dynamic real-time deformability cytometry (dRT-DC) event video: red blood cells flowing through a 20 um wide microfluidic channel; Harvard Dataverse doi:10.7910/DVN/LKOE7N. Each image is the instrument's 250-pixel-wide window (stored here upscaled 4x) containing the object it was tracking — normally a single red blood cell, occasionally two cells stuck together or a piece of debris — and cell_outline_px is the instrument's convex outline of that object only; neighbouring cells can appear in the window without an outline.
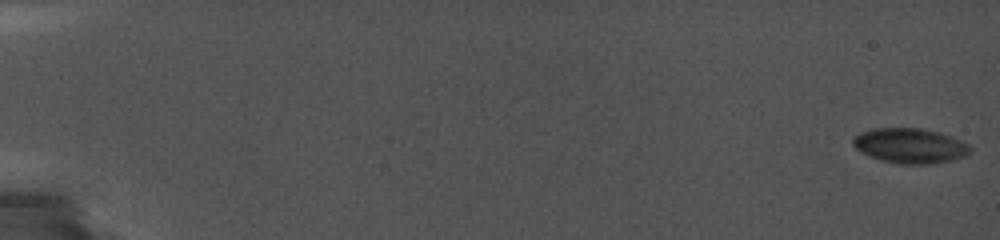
{"species": "common noctule bat (a hibernating species)", "species_latin": "Nyctalus noctula", "temperature_condition": "cold", "stored_images_in_passage": 72, "camera_frame_rate_fps": 5000, "um_per_image_px": 0.085, "animal": {"sex": "female", "body_mass_g": 19.0, "forearm_length_mm": 56.7}, "frame": {"image": 1, "passage_image": 1, "time_ms": 0.0, "image_size_px": [1000, 240], "cell_outline_px": [[972, 152], [968, 156], [952, 160], [928, 164], [900, 164], [880, 160], [860, 152], [852, 144], [852, 136], [860, 132], [872, 128], [920, 128], [940, 132], [952, 136], [968, 144], [972, 148]], "centroid_in_image_um": [77.36, 12.38], "position_along_channel_um": 7.6, "area_um2": 24.28}}
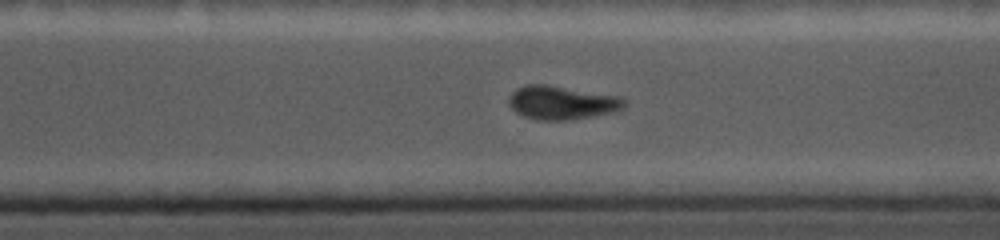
{"frame": {"image": 2, "passage_image": 57, "time_ms": 13.8, "image_size_px": [1000, 240], "cell_outline_px": [[628, 104], [624, 108], [616, 112], [568, 120], [536, 120], [524, 116], [516, 112], [512, 108], [508, 100], [508, 96], [516, 88], [528, 84], [548, 84], [620, 96], [628, 100]], "centroid_in_image_um": [47.8, 8.72], "position_along_channel_um": 322.8, "area_um2": 23.0}}
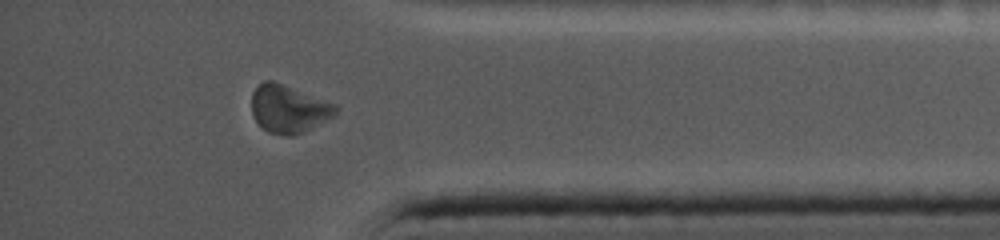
{"frame": {"image": 3, "passage_image": 65, "time_ms": 16.2, "image_size_px": [1000, 240], "cell_outline_px": [[340, 108], [332, 116], [304, 132], [292, 136], [284, 136], [268, 132], [252, 116], [252, 92], [264, 80], [272, 80], [336, 104]], "centroid_in_image_um": [24.52, 9.26], "position_along_channel_um": 410.7, "area_um2": 23.18}, "authors_computed_cell_mechanics": {"area_um2": 23.698, "velocity_mm_per_s": 3.72, "shape_relaxation_time_tau1_ms": null, "shape_relaxation_time_tau2_ms": 2.4226, "deformation_change_tau1": null, "deformation_change_tau2": 0.0588}}